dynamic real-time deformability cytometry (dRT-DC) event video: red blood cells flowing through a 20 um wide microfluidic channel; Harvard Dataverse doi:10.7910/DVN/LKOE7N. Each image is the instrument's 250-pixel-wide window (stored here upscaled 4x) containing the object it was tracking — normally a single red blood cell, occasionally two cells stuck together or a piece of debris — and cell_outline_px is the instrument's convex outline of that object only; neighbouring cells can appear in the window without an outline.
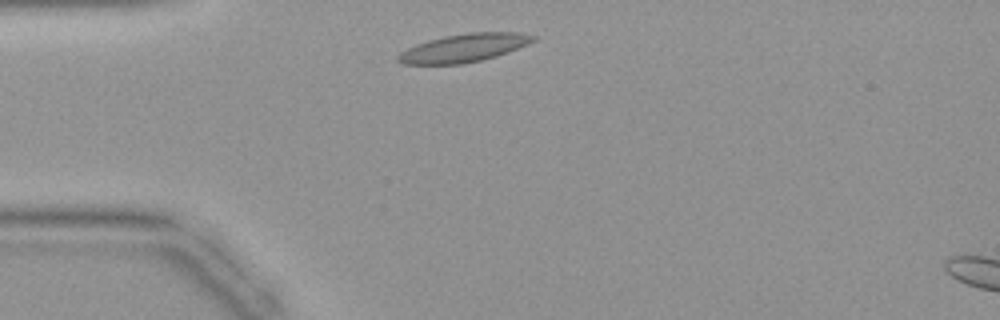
{"species": "common noctule bat (a hibernating species)", "species_latin": "Nyctalus noctula", "temperature_condition": "warm", "stored_images_in_passage": 34, "camera_frame_rate_fps": 3000, "um_per_image_px": 0.085, "animal": {"sex": "female", "body_mass_g": 19.9}, "frame": {"image": 1, "passage_image": 2, "time_ms": 0.333, "image_size_px": [1000, 320], "cell_outline_px": [[536, 40], [528, 44], [508, 52], [496, 56], [464, 64], [404, 64], [396, 60], [396, 56], [400, 52], [416, 44], [428, 40], [444, 36], [468, 32], [516, 32], [536, 36]], "centroid_in_image_um": [39.42, 4.07], "position_along_channel_um": 45.6, "area_um2": 22.2}}
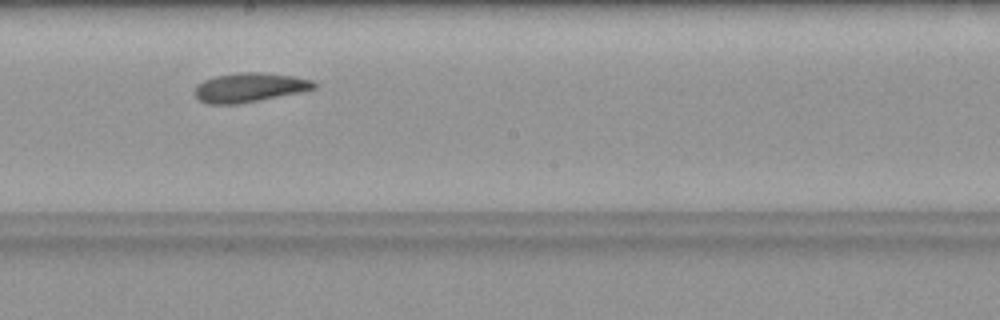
{"frame": {"image": 2, "passage_image": 15, "time_ms": 4.667, "image_size_px": [1000, 320], "cell_outline_px": [[316, 88], [300, 92], [236, 104], [208, 104], [200, 100], [192, 92], [204, 80], [212, 76], [240, 72], [260, 72], [292, 76], [312, 80], [316, 84]], "centroid_in_image_um": [21.18, 7.43], "position_along_channel_um": 227.0, "area_um2": 20.11}}
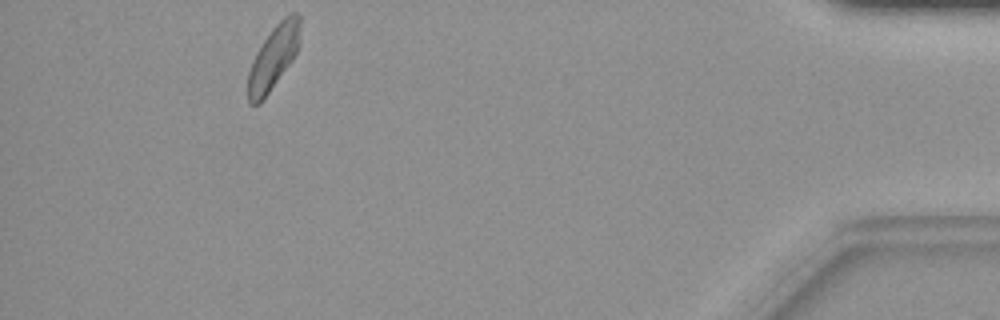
{"frame": {"image": 3, "passage_image": 31, "time_ms": 10.0, "image_size_px": [1000, 320], "cell_outline_px": [[300, 24], [296, 52], [292, 60], [260, 104], [248, 104], [248, 72], [252, 60], [256, 52], [272, 28], [284, 16], [292, 12], [296, 12], [300, 16]], "centroid_in_image_um": [23.21, 4.88], "position_along_channel_um": 412.0, "area_um2": 19.07}}